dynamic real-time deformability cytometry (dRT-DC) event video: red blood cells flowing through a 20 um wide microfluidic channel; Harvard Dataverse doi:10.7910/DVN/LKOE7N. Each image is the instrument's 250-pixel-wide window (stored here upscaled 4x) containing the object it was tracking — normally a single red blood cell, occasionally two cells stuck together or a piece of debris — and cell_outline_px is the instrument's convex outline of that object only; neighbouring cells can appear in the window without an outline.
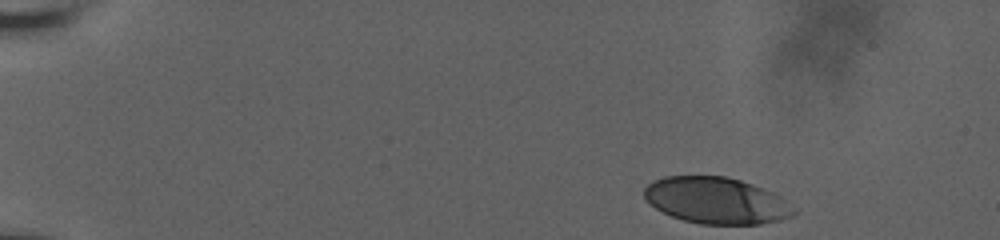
{"species": "human", "species_latin": "Homo sapiens", "temperature_condition": "room temperature", "stored_images_in_passage": 6, "camera_frame_rate_fps": 3000, "um_per_image_px": 0.085, "donor": {"sex": "male"}, "frame": {"image": 1, "passage_image": 1, "time_ms": 0.0, "image_size_px": [1000, 240], "cell_outline_px": [[796, 212], [792, 216], [780, 220], [760, 224], [700, 224], [684, 220], [672, 216], [656, 208], [644, 196], [644, 188], [648, 184], [664, 176], [728, 176], [752, 184], [772, 192], [780, 196]], "centroid_in_image_um": [60.88, 17.04], "position_along_channel_um": 24.1, "area_um2": 40.11}}
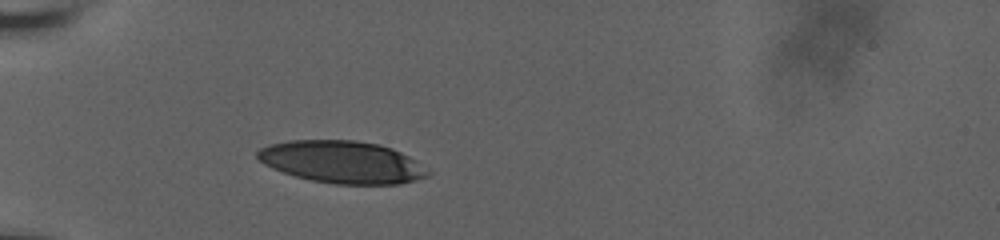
{"frame": {"image": 2, "passage_image": 6, "time_ms": 3.667, "image_size_px": [1000, 240], "cell_outline_px": [[432, 172], [428, 176], [416, 180], [400, 184], [336, 184], [312, 180], [296, 176], [272, 168], [264, 164], [256, 156], [256, 152], [260, 148], [268, 144], [288, 140], [356, 140], [380, 144], [392, 148], [408, 156]], "centroid_in_image_um": [29.08, 13.76], "position_along_channel_um": 55.9, "area_um2": 42.02}}